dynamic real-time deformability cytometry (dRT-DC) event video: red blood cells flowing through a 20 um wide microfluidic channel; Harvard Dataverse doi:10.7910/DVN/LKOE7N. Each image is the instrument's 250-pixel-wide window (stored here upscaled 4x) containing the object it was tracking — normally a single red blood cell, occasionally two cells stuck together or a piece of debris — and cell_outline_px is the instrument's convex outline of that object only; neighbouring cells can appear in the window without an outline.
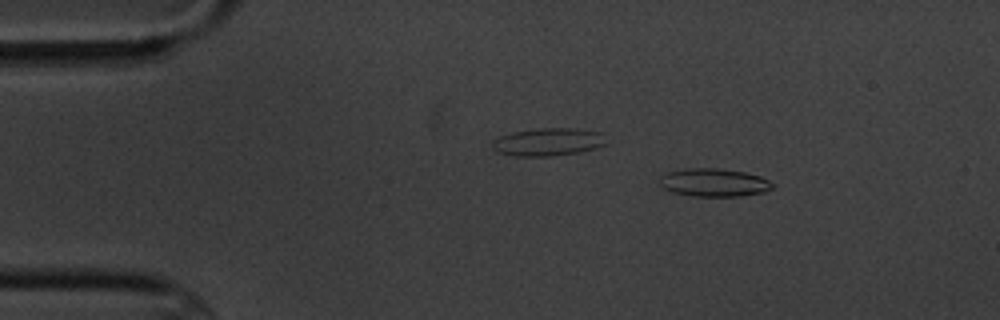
{"species": "common noctule bat (a hibernating species)", "species_latin": "Nyctalus noctula", "temperature_condition": "cold", "stored_images_in_passage": 15, "camera_frame_rate_fps": 3000, "um_per_image_px": 0.085, "animal": {"sex": "male", "body_mass_g": 20.1, "forearm_length_mm": 53.5}, "frame": {"image": 1, "passage_image": 2, "time_ms": 1.333, "image_size_px": [1000, 320], "cell_outline_px": [[776, 184], [772, 188], [764, 192], [740, 196], [692, 196], [672, 192], [664, 188], [660, 184], [660, 176], [668, 172], [688, 168], [720, 168], [744, 172], [760, 176]], "centroid_in_image_um": [60.7, 15.51], "position_along_channel_um": 24.3, "area_um2": 18.5}}
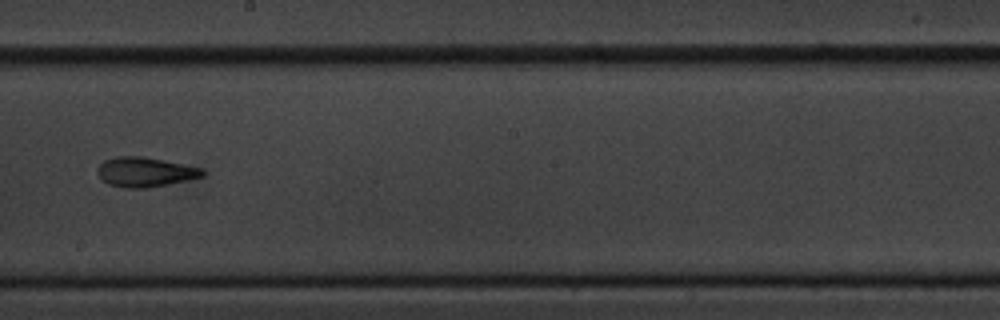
{"frame": {"image": 2, "passage_image": 9, "time_ms": 9.333, "image_size_px": [1000, 320], "cell_outline_px": [[204, 176], [168, 184], [144, 188], [124, 188], [108, 184], [96, 172], [100, 164], [104, 160], [116, 156], [144, 156], [204, 168]], "centroid_in_image_um": [12.34, 14.61], "position_along_channel_um": 235.9, "area_um2": 18.15}}
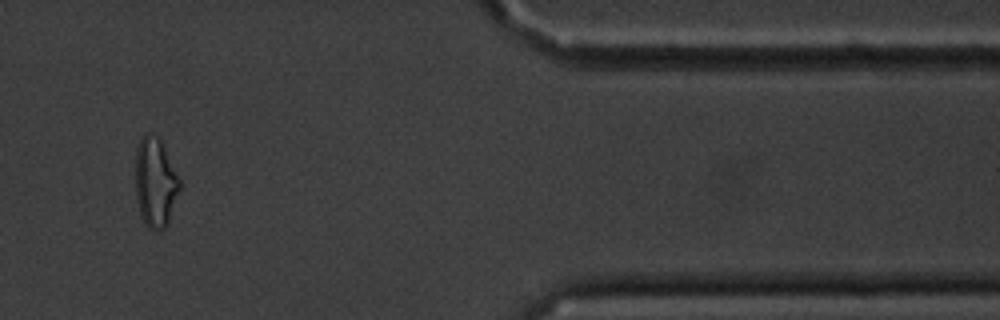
{"frame": {"image": 3, "passage_image": 14, "time_ms": 15.0, "image_size_px": [1000, 320], "cell_outline_px": [[180, 188], [168, 224], [164, 228], [148, 228], [144, 224], [136, 200], [136, 148], [140, 140], [148, 132], [152, 132], [160, 140], [180, 180]], "centroid_in_image_um": [13.19, 15.51], "position_along_channel_um": 398.2, "area_um2": 22.72}, "authors_computed_cell_mechanics": {"area_um2": 18.1492, "velocity_mm_per_s": 3.4727, "shape_relaxation_time_tau1_ms": 4.8679, "shape_relaxation_time_tau2_ms": 3.9429, "deformation_change_tau1": 0.1595, "deformation_change_tau2": 0.1107}}